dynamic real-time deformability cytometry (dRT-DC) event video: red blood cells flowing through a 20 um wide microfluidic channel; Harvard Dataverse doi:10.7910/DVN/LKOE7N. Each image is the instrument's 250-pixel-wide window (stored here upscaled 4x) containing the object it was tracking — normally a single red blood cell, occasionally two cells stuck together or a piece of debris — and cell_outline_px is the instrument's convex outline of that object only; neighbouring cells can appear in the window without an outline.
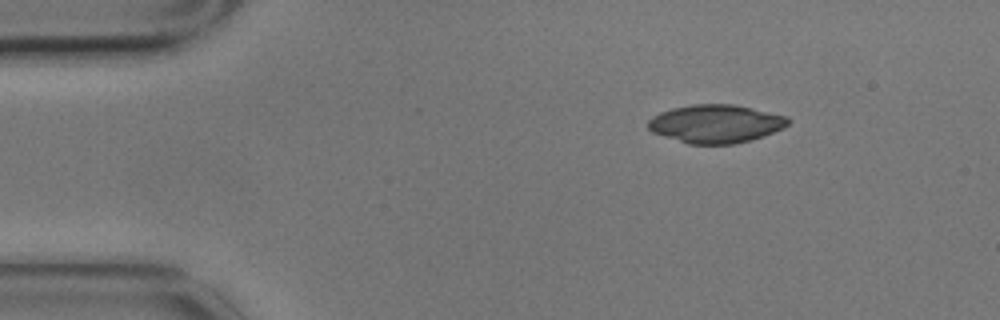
{"species": "common noctule bat (a hibernating species)", "species_latin": "Nyctalus noctula", "temperature_condition": "cold", "stored_images_in_passage": 3, "camera_frame_rate_fps": 3000, "um_per_image_px": 0.085, "animal": {"sex": "male", "body_mass_g": 17.9}, "frame": {"image": 1, "passage_image": 1, "time_ms": 0.0, "image_size_px": [1000, 320], "cell_outline_px": [[792, 120], [784, 128], [764, 136], [752, 140], [732, 144], [688, 144], [652, 132], [648, 128], [648, 120], [652, 116], [660, 112], [672, 108], [692, 104], [732, 104], [788, 116]], "centroid_in_image_um": [60.85, 10.52], "position_along_channel_um": 24.1, "area_um2": 31.33}}